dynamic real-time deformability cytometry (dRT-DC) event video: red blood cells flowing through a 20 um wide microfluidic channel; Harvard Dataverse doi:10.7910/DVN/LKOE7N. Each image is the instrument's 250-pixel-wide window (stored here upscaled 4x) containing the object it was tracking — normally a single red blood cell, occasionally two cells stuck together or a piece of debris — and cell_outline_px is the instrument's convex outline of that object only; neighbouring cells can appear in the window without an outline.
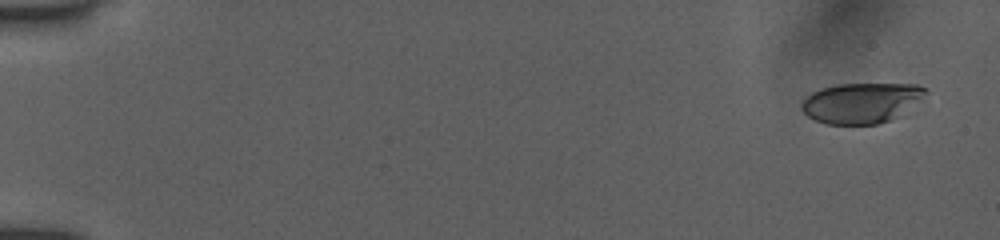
{"species": "human", "species_latin": "Homo sapiens", "temperature_condition": "room temperature", "stored_images_in_passage": 11, "camera_frame_rate_fps": 3000, "um_per_image_px": 0.085, "donor": {"sex": "female"}, "frame": {"image": 1, "passage_image": 2, "time_ms": 0.667, "image_size_px": [1000, 240], "cell_outline_px": [[928, 92], [920, 100], [900, 116], [876, 124], [824, 124], [808, 116], [800, 108], [804, 100], [812, 92], [836, 84], [916, 84], [928, 88]], "centroid_in_image_um": [73.25, 8.74], "position_along_channel_um": 11.8, "area_um2": 29.07}}
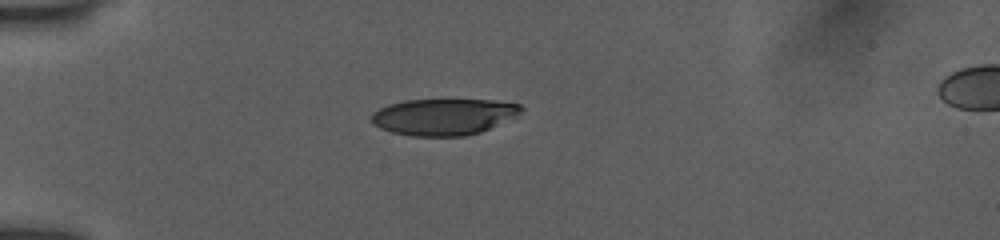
{"frame": {"image": 2, "passage_image": 8, "time_ms": 5.0, "image_size_px": [1000, 240], "cell_outline_px": [[524, 108], [516, 116], [480, 132], [464, 136], [412, 136], [392, 132], [380, 128], [372, 124], [372, 112], [388, 104], [404, 100], [492, 100], [520, 104]], "centroid_in_image_um": [37.68, 9.92], "position_along_channel_um": 47.3, "area_um2": 31.67}}
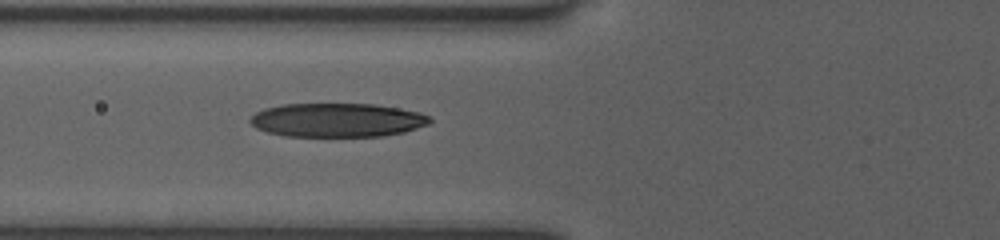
{"frame": {"image": 3, "passage_image": 11, "time_ms": 7.0, "image_size_px": [1000, 240], "cell_outline_px": [[432, 120], [428, 124], [404, 132], [380, 136], [284, 136], [268, 132], [256, 128], [248, 120], [256, 112], [264, 108], [280, 104], [376, 104], [416, 112], [428, 116]], "centroid_in_image_um": [28.61, 10.2], "position_along_channel_um": 97.2, "area_um2": 35.26}}